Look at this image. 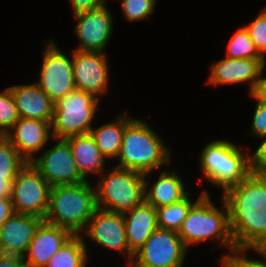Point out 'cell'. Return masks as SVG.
Listing matches in <instances>:
<instances>
[{"label":"cell","mask_w":266,"mask_h":267,"mask_svg":"<svg viewBox=\"0 0 266 267\" xmlns=\"http://www.w3.org/2000/svg\"><path fill=\"white\" fill-rule=\"evenodd\" d=\"M84 231L86 232L84 234L96 244L124 253L128 256V265L131 263L134 254L128 248L124 218L121 213L97 209Z\"/></svg>","instance_id":"14"},{"label":"cell","mask_w":266,"mask_h":267,"mask_svg":"<svg viewBox=\"0 0 266 267\" xmlns=\"http://www.w3.org/2000/svg\"><path fill=\"white\" fill-rule=\"evenodd\" d=\"M18 120L15 101L8 87L0 92V136H5Z\"/></svg>","instance_id":"28"},{"label":"cell","mask_w":266,"mask_h":267,"mask_svg":"<svg viewBox=\"0 0 266 267\" xmlns=\"http://www.w3.org/2000/svg\"><path fill=\"white\" fill-rule=\"evenodd\" d=\"M72 236L69 230L43 221L23 257L27 267H44Z\"/></svg>","instance_id":"18"},{"label":"cell","mask_w":266,"mask_h":267,"mask_svg":"<svg viewBox=\"0 0 266 267\" xmlns=\"http://www.w3.org/2000/svg\"><path fill=\"white\" fill-rule=\"evenodd\" d=\"M71 147L73 158L80 175L85 179L90 174L102 175L107 169L104 167L106 157L102 155L90 133L72 135L65 138Z\"/></svg>","instance_id":"21"},{"label":"cell","mask_w":266,"mask_h":267,"mask_svg":"<svg viewBox=\"0 0 266 267\" xmlns=\"http://www.w3.org/2000/svg\"><path fill=\"white\" fill-rule=\"evenodd\" d=\"M132 120L133 118L126 114H121L115 121L91 129L90 134L102 155L106 158H117L122 145L123 132Z\"/></svg>","instance_id":"23"},{"label":"cell","mask_w":266,"mask_h":267,"mask_svg":"<svg viewBox=\"0 0 266 267\" xmlns=\"http://www.w3.org/2000/svg\"><path fill=\"white\" fill-rule=\"evenodd\" d=\"M51 123L37 119L19 118L5 135L15 147L18 154L31 162L34 153L41 150L52 137Z\"/></svg>","instance_id":"17"},{"label":"cell","mask_w":266,"mask_h":267,"mask_svg":"<svg viewBox=\"0 0 266 267\" xmlns=\"http://www.w3.org/2000/svg\"><path fill=\"white\" fill-rule=\"evenodd\" d=\"M251 133L255 137H266V103L257 102L255 106Z\"/></svg>","instance_id":"33"},{"label":"cell","mask_w":266,"mask_h":267,"mask_svg":"<svg viewBox=\"0 0 266 267\" xmlns=\"http://www.w3.org/2000/svg\"><path fill=\"white\" fill-rule=\"evenodd\" d=\"M157 0H121L122 12L126 20L132 22L149 18L154 12Z\"/></svg>","instance_id":"29"},{"label":"cell","mask_w":266,"mask_h":267,"mask_svg":"<svg viewBox=\"0 0 266 267\" xmlns=\"http://www.w3.org/2000/svg\"><path fill=\"white\" fill-rule=\"evenodd\" d=\"M73 6L74 15L98 8L106 0H69Z\"/></svg>","instance_id":"34"},{"label":"cell","mask_w":266,"mask_h":267,"mask_svg":"<svg viewBox=\"0 0 266 267\" xmlns=\"http://www.w3.org/2000/svg\"><path fill=\"white\" fill-rule=\"evenodd\" d=\"M15 213L11 198L0 197V227Z\"/></svg>","instance_id":"37"},{"label":"cell","mask_w":266,"mask_h":267,"mask_svg":"<svg viewBox=\"0 0 266 267\" xmlns=\"http://www.w3.org/2000/svg\"><path fill=\"white\" fill-rule=\"evenodd\" d=\"M265 59H233L225 57L211 66L207 83L214 86L249 83V94L264 71Z\"/></svg>","instance_id":"15"},{"label":"cell","mask_w":266,"mask_h":267,"mask_svg":"<svg viewBox=\"0 0 266 267\" xmlns=\"http://www.w3.org/2000/svg\"><path fill=\"white\" fill-rule=\"evenodd\" d=\"M100 177L96 188L98 209L124 214L145 201V174L114 166Z\"/></svg>","instance_id":"6"},{"label":"cell","mask_w":266,"mask_h":267,"mask_svg":"<svg viewBox=\"0 0 266 267\" xmlns=\"http://www.w3.org/2000/svg\"><path fill=\"white\" fill-rule=\"evenodd\" d=\"M196 202H193L188 194L176 203L156 208L158 227L178 232L190 208Z\"/></svg>","instance_id":"25"},{"label":"cell","mask_w":266,"mask_h":267,"mask_svg":"<svg viewBox=\"0 0 266 267\" xmlns=\"http://www.w3.org/2000/svg\"><path fill=\"white\" fill-rule=\"evenodd\" d=\"M51 186L30 164L18 171L12 185V204L15 213L44 219L49 205Z\"/></svg>","instance_id":"9"},{"label":"cell","mask_w":266,"mask_h":267,"mask_svg":"<svg viewBox=\"0 0 266 267\" xmlns=\"http://www.w3.org/2000/svg\"><path fill=\"white\" fill-rule=\"evenodd\" d=\"M175 170L162 171L156 182L150 187L149 181L145 174V202L151 204L155 208L168 206L184 199L189 193L185 190V185Z\"/></svg>","instance_id":"22"},{"label":"cell","mask_w":266,"mask_h":267,"mask_svg":"<svg viewBox=\"0 0 266 267\" xmlns=\"http://www.w3.org/2000/svg\"><path fill=\"white\" fill-rule=\"evenodd\" d=\"M122 215L128 248L134 254L158 228L156 208L144 201Z\"/></svg>","instance_id":"20"},{"label":"cell","mask_w":266,"mask_h":267,"mask_svg":"<svg viewBox=\"0 0 266 267\" xmlns=\"http://www.w3.org/2000/svg\"><path fill=\"white\" fill-rule=\"evenodd\" d=\"M236 249L266 248V175L249 174L222 195Z\"/></svg>","instance_id":"1"},{"label":"cell","mask_w":266,"mask_h":267,"mask_svg":"<svg viewBox=\"0 0 266 267\" xmlns=\"http://www.w3.org/2000/svg\"><path fill=\"white\" fill-rule=\"evenodd\" d=\"M262 75L263 72L260 74L254 89L249 95L255 98L257 102L266 103V77H262Z\"/></svg>","instance_id":"35"},{"label":"cell","mask_w":266,"mask_h":267,"mask_svg":"<svg viewBox=\"0 0 266 267\" xmlns=\"http://www.w3.org/2000/svg\"><path fill=\"white\" fill-rule=\"evenodd\" d=\"M116 167L149 175L170 164L171 153L162 138L145 121L133 119L123 132Z\"/></svg>","instance_id":"3"},{"label":"cell","mask_w":266,"mask_h":267,"mask_svg":"<svg viewBox=\"0 0 266 267\" xmlns=\"http://www.w3.org/2000/svg\"><path fill=\"white\" fill-rule=\"evenodd\" d=\"M26 161L6 136H0V178L14 180Z\"/></svg>","instance_id":"26"},{"label":"cell","mask_w":266,"mask_h":267,"mask_svg":"<svg viewBox=\"0 0 266 267\" xmlns=\"http://www.w3.org/2000/svg\"><path fill=\"white\" fill-rule=\"evenodd\" d=\"M97 207L96 188L86 180L74 185L53 186L44 221L80 235Z\"/></svg>","instance_id":"2"},{"label":"cell","mask_w":266,"mask_h":267,"mask_svg":"<svg viewBox=\"0 0 266 267\" xmlns=\"http://www.w3.org/2000/svg\"><path fill=\"white\" fill-rule=\"evenodd\" d=\"M45 46L41 76L36 83L55 103L75 90L72 59L59 50L53 38Z\"/></svg>","instance_id":"10"},{"label":"cell","mask_w":266,"mask_h":267,"mask_svg":"<svg viewBox=\"0 0 266 267\" xmlns=\"http://www.w3.org/2000/svg\"><path fill=\"white\" fill-rule=\"evenodd\" d=\"M43 221L33 215L14 213L0 227V253L24 257Z\"/></svg>","instance_id":"16"},{"label":"cell","mask_w":266,"mask_h":267,"mask_svg":"<svg viewBox=\"0 0 266 267\" xmlns=\"http://www.w3.org/2000/svg\"><path fill=\"white\" fill-rule=\"evenodd\" d=\"M245 251V249H237L229 254L222 255L220 260L222 267H266V252L264 250H255L258 254L263 255V261L245 257L247 256Z\"/></svg>","instance_id":"31"},{"label":"cell","mask_w":266,"mask_h":267,"mask_svg":"<svg viewBox=\"0 0 266 267\" xmlns=\"http://www.w3.org/2000/svg\"><path fill=\"white\" fill-rule=\"evenodd\" d=\"M254 153L249 154V169L254 175H266V137Z\"/></svg>","instance_id":"32"},{"label":"cell","mask_w":266,"mask_h":267,"mask_svg":"<svg viewBox=\"0 0 266 267\" xmlns=\"http://www.w3.org/2000/svg\"><path fill=\"white\" fill-rule=\"evenodd\" d=\"M113 14L106 7V1L98 8L74 15L75 33L79 38L78 51L103 52L113 31Z\"/></svg>","instance_id":"13"},{"label":"cell","mask_w":266,"mask_h":267,"mask_svg":"<svg viewBox=\"0 0 266 267\" xmlns=\"http://www.w3.org/2000/svg\"><path fill=\"white\" fill-rule=\"evenodd\" d=\"M19 118L52 122L54 103L37 83L10 86Z\"/></svg>","instance_id":"19"},{"label":"cell","mask_w":266,"mask_h":267,"mask_svg":"<svg viewBox=\"0 0 266 267\" xmlns=\"http://www.w3.org/2000/svg\"><path fill=\"white\" fill-rule=\"evenodd\" d=\"M199 163L204 178L220 186L223 193L250 174L249 154L245 156L239 147L226 140H214L205 145Z\"/></svg>","instance_id":"5"},{"label":"cell","mask_w":266,"mask_h":267,"mask_svg":"<svg viewBox=\"0 0 266 267\" xmlns=\"http://www.w3.org/2000/svg\"><path fill=\"white\" fill-rule=\"evenodd\" d=\"M84 236L73 235L44 267H85L89 260Z\"/></svg>","instance_id":"24"},{"label":"cell","mask_w":266,"mask_h":267,"mask_svg":"<svg viewBox=\"0 0 266 267\" xmlns=\"http://www.w3.org/2000/svg\"><path fill=\"white\" fill-rule=\"evenodd\" d=\"M226 57L233 59H264L252 42L245 26L239 28L231 37Z\"/></svg>","instance_id":"27"},{"label":"cell","mask_w":266,"mask_h":267,"mask_svg":"<svg viewBox=\"0 0 266 267\" xmlns=\"http://www.w3.org/2000/svg\"><path fill=\"white\" fill-rule=\"evenodd\" d=\"M106 54L103 52L73 49L72 68L75 89L90 93L99 99L107 93L110 72Z\"/></svg>","instance_id":"12"},{"label":"cell","mask_w":266,"mask_h":267,"mask_svg":"<svg viewBox=\"0 0 266 267\" xmlns=\"http://www.w3.org/2000/svg\"><path fill=\"white\" fill-rule=\"evenodd\" d=\"M197 202L190 208L187 217L177 232L184 246L214 239L229 250H237L230 228L229 209L222 197L224 210H219L211 201L207 190L201 192Z\"/></svg>","instance_id":"4"},{"label":"cell","mask_w":266,"mask_h":267,"mask_svg":"<svg viewBox=\"0 0 266 267\" xmlns=\"http://www.w3.org/2000/svg\"><path fill=\"white\" fill-rule=\"evenodd\" d=\"M98 98L81 90H73L54 103L51 131L53 139L90 133Z\"/></svg>","instance_id":"7"},{"label":"cell","mask_w":266,"mask_h":267,"mask_svg":"<svg viewBox=\"0 0 266 267\" xmlns=\"http://www.w3.org/2000/svg\"><path fill=\"white\" fill-rule=\"evenodd\" d=\"M252 42L259 54L265 59L264 67L266 66V8L257 15L249 25L245 26Z\"/></svg>","instance_id":"30"},{"label":"cell","mask_w":266,"mask_h":267,"mask_svg":"<svg viewBox=\"0 0 266 267\" xmlns=\"http://www.w3.org/2000/svg\"><path fill=\"white\" fill-rule=\"evenodd\" d=\"M13 181L14 180H6L5 178H0V197L1 198H11Z\"/></svg>","instance_id":"38"},{"label":"cell","mask_w":266,"mask_h":267,"mask_svg":"<svg viewBox=\"0 0 266 267\" xmlns=\"http://www.w3.org/2000/svg\"><path fill=\"white\" fill-rule=\"evenodd\" d=\"M0 267H27L23 257L0 253Z\"/></svg>","instance_id":"36"},{"label":"cell","mask_w":266,"mask_h":267,"mask_svg":"<svg viewBox=\"0 0 266 267\" xmlns=\"http://www.w3.org/2000/svg\"><path fill=\"white\" fill-rule=\"evenodd\" d=\"M58 140V143L39 158H34L30 164L51 187L74 185L86 181L77 170L69 142L65 138Z\"/></svg>","instance_id":"11"},{"label":"cell","mask_w":266,"mask_h":267,"mask_svg":"<svg viewBox=\"0 0 266 267\" xmlns=\"http://www.w3.org/2000/svg\"><path fill=\"white\" fill-rule=\"evenodd\" d=\"M187 251L177 232L158 227L127 267H182Z\"/></svg>","instance_id":"8"}]
</instances>
